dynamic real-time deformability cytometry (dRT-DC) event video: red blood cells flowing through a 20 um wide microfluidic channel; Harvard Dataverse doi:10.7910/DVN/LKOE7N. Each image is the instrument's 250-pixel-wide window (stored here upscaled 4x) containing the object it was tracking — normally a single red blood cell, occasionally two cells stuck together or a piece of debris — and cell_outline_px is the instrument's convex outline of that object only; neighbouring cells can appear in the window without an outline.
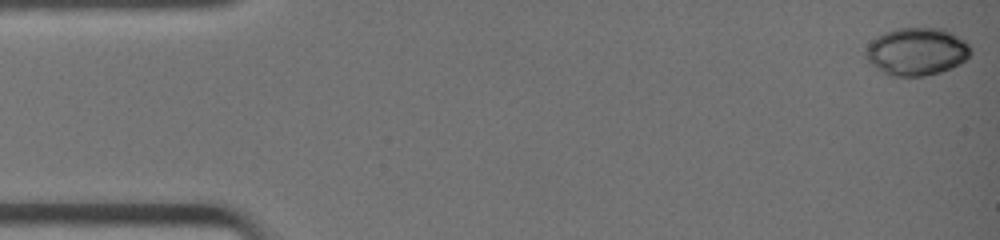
{"species": "common noctule bat (a hibernating species)", "species_latin": "Nyctalus noctula", "temperature_condition": "warm", "stored_images_in_passage": 40, "camera_frame_rate_fps": 3000, "um_per_image_px": 0.085, "animal": {"sex": "female", "body_mass_g": 19.0, "forearm_length_mm": 51.5}, "frame": {"image": 1, "passage_image": 1, "time_ms": 0.0, "image_size_px": [1000, 240], "cell_outline_px": [[972, 52], [960, 64], [952, 68], [940, 72], [924, 76], [888, 76], [880, 72], [864, 56], [864, 52], [868, 44], [876, 36], [884, 32], [896, 28], [944, 28], [952, 32], [964, 40], [968, 44]], "centroid_in_image_um": [77.89, 4.38], "position_along_channel_um": 7.1, "area_um2": 29.48}}
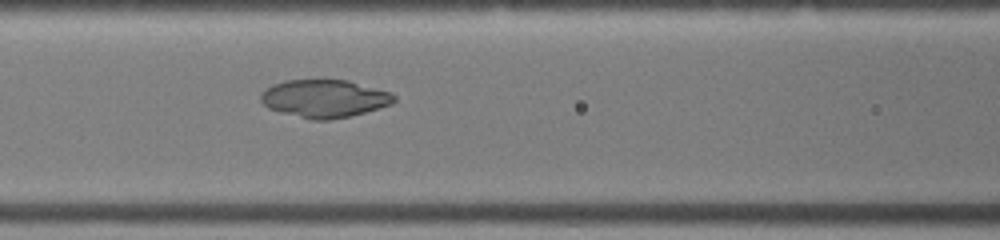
{"frame": {"image": 2, "passage_image": 18, "time_ms": 5.667, "image_size_px": [1000, 240], "cell_outline_px": [[396, 100], [392, 104], [364, 112], [348, 116], [328, 120], [312, 120], [280, 112], [268, 108], [260, 100], [260, 92], [264, 88], [272, 84], [284, 80], [316, 76], [348, 80], [392, 92], [396, 96]], "centroid_in_image_um": [27.53, 8.31], "position_along_channel_um": 139.1, "area_um2": 30.46}}
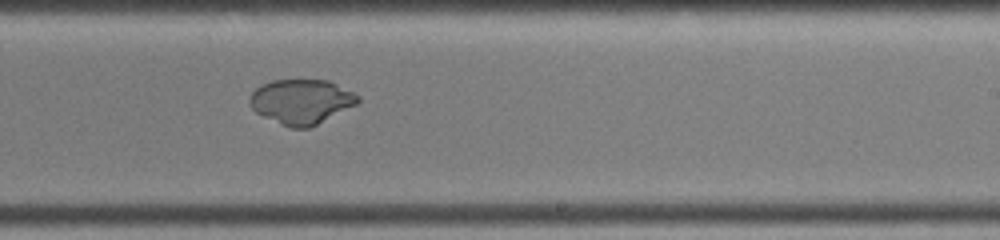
{"frame": {"image": 3, "passage_image": 26, "time_ms": 8.333, "image_size_px": [1000, 240], "cell_outline_px": [[360, 100], [356, 104], [308, 128], [292, 128], [280, 124], [256, 112], [248, 104], [248, 96], [260, 84], [272, 80], [328, 80], [360, 96]], "centroid_in_image_um": [25.56, 8.62], "position_along_channel_um": 263.4, "area_um2": 27.98}}